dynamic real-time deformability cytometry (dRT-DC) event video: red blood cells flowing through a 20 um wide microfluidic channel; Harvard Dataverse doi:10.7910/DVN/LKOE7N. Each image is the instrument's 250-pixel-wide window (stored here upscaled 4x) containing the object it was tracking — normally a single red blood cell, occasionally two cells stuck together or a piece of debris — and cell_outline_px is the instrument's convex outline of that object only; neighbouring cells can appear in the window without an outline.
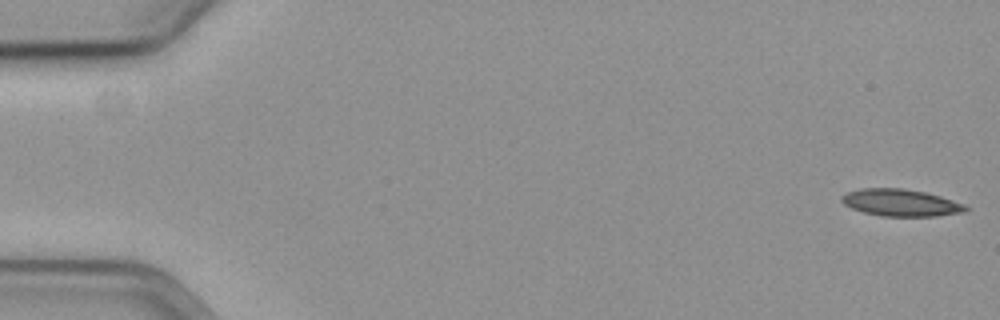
{"species": "common noctule bat (a hibernating species)", "species_latin": "Nyctalus noctula", "temperature_condition": "cold", "stored_images_in_passage": 56, "camera_frame_rate_fps": 3000, "um_per_image_px": 0.085, "animal": {"sex": "female", "body_mass_g": 19.3, "forearm_length_mm": 54.1}, "frame": {"image": 1, "passage_image": 1, "time_ms": 0.0, "image_size_px": [1000, 320], "cell_outline_px": [[968, 208], [964, 212], [936, 216], [880, 216], [864, 212], [852, 208], [844, 204], [840, 200], [840, 196], [848, 192], [860, 188], [904, 188], [924, 192], [940, 196], [964, 204]], "centroid_in_image_um": [76.53, 17.22], "position_along_channel_um": 8.5, "area_um2": 19.48}}
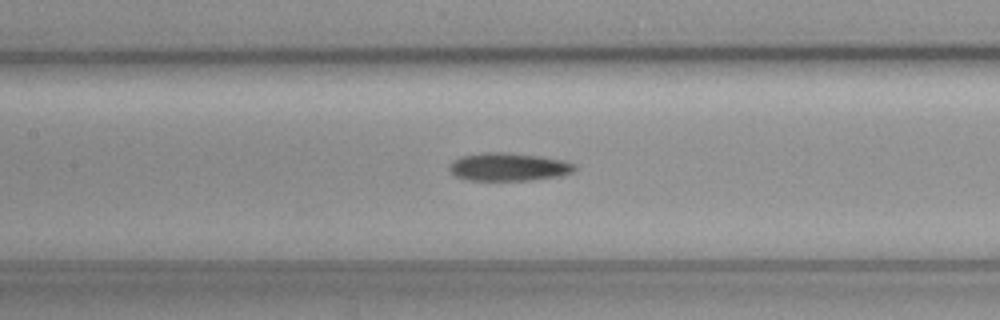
{"frame": {"image": 2, "passage_image": 27, "time_ms": 8.667, "image_size_px": [1000, 320], "cell_outline_px": [[576, 168], [572, 172], [560, 176], [528, 180], [468, 180], [456, 176], [448, 168], [460, 156], [484, 152], [508, 152], [540, 156], [564, 160], [576, 164]], "centroid_in_image_um": [43.26, 14.18], "position_along_channel_um": 164.1, "area_um2": 20.4}}
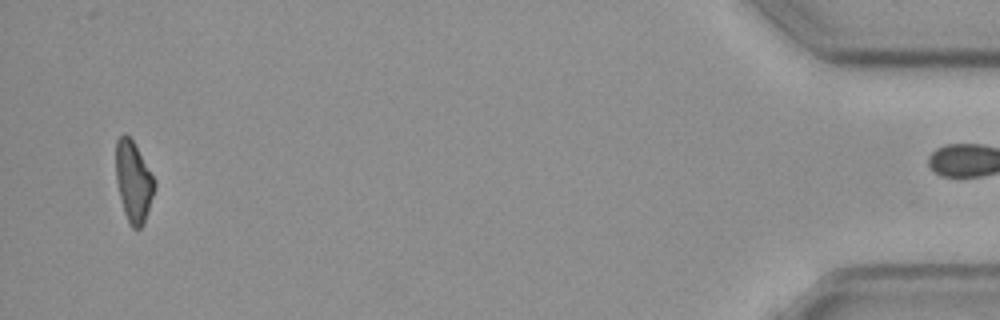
{"frame": {"image": 3, "passage_image": 56, "time_ms": 18.333, "image_size_px": [1000, 320], "cell_outline_px": [[156, 188], [144, 224], [140, 228], [132, 228], [128, 224], [124, 212], [116, 180], [116, 140], [124, 132], [132, 140], [156, 180]], "centroid_in_image_um": [11.36, 15.46], "position_along_channel_um": 423.8, "area_um2": 18.26}}